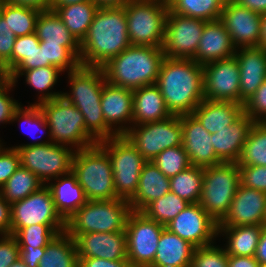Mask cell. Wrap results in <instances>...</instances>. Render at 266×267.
I'll use <instances>...</instances> for the list:
<instances>
[{"label":"cell","instance_id":"cell-1","mask_svg":"<svg viewBox=\"0 0 266 267\" xmlns=\"http://www.w3.org/2000/svg\"><path fill=\"white\" fill-rule=\"evenodd\" d=\"M203 79V65L193 59H163L156 85L172 115L192 114L204 100Z\"/></svg>","mask_w":266,"mask_h":267},{"label":"cell","instance_id":"cell-2","mask_svg":"<svg viewBox=\"0 0 266 267\" xmlns=\"http://www.w3.org/2000/svg\"><path fill=\"white\" fill-rule=\"evenodd\" d=\"M131 46L124 6L99 7L80 43L81 66L102 67Z\"/></svg>","mask_w":266,"mask_h":267},{"label":"cell","instance_id":"cell-3","mask_svg":"<svg viewBox=\"0 0 266 267\" xmlns=\"http://www.w3.org/2000/svg\"><path fill=\"white\" fill-rule=\"evenodd\" d=\"M64 76L68 89L63 88L62 96L79 109L87 131L98 142L117 136L106 125L102 112L101 96L106 80L101 67L80 65Z\"/></svg>","mask_w":266,"mask_h":267},{"label":"cell","instance_id":"cell-4","mask_svg":"<svg viewBox=\"0 0 266 267\" xmlns=\"http://www.w3.org/2000/svg\"><path fill=\"white\" fill-rule=\"evenodd\" d=\"M164 58L162 47L131 45L101 69L107 83L135 90L156 84Z\"/></svg>","mask_w":266,"mask_h":267},{"label":"cell","instance_id":"cell-5","mask_svg":"<svg viewBox=\"0 0 266 267\" xmlns=\"http://www.w3.org/2000/svg\"><path fill=\"white\" fill-rule=\"evenodd\" d=\"M131 205L127 200H88L66 220L65 232L73 239L93 232L125 231Z\"/></svg>","mask_w":266,"mask_h":267},{"label":"cell","instance_id":"cell-6","mask_svg":"<svg viewBox=\"0 0 266 267\" xmlns=\"http://www.w3.org/2000/svg\"><path fill=\"white\" fill-rule=\"evenodd\" d=\"M72 172L83 188L87 200L118 198L110 158L99 143L75 152Z\"/></svg>","mask_w":266,"mask_h":267},{"label":"cell","instance_id":"cell-7","mask_svg":"<svg viewBox=\"0 0 266 267\" xmlns=\"http://www.w3.org/2000/svg\"><path fill=\"white\" fill-rule=\"evenodd\" d=\"M49 126L52 142L75 151L99 143L86 129L84 116L63 96L38 104Z\"/></svg>","mask_w":266,"mask_h":267},{"label":"cell","instance_id":"cell-8","mask_svg":"<svg viewBox=\"0 0 266 267\" xmlns=\"http://www.w3.org/2000/svg\"><path fill=\"white\" fill-rule=\"evenodd\" d=\"M237 163L221 162L203 168L200 206L219 224L228 214L240 185Z\"/></svg>","mask_w":266,"mask_h":267},{"label":"cell","instance_id":"cell-9","mask_svg":"<svg viewBox=\"0 0 266 267\" xmlns=\"http://www.w3.org/2000/svg\"><path fill=\"white\" fill-rule=\"evenodd\" d=\"M124 10L131 45L163 46L167 0H131Z\"/></svg>","mask_w":266,"mask_h":267},{"label":"cell","instance_id":"cell-10","mask_svg":"<svg viewBox=\"0 0 266 267\" xmlns=\"http://www.w3.org/2000/svg\"><path fill=\"white\" fill-rule=\"evenodd\" d=\"M99 144L110 158L117 197L129 201L137 191L140 173L147 161L125 135L102 140Z\"/></svg>","mask_w":266,"mask_h":267},{"label":"cell","instance_id":"cell-11","mask_svg":"<svg viewBox=\"0 0 266 267\" xmlns=\"http://www.w3.org/2000/svg\"><path fill=\"white\" fill-rule=\"evenodd\" d=\"M125 137L136 147L146 161H151L162 151L183 143L181 115L140 125H132Z\"/></svg>","mask_w":266,"mask_h":267},{"label":"cell","instance_id":"cell-12","mask_svg":"<svg viewBox=\"0 0 266 267\" xmlns=\"http://www.w3.org/2000/svg\"><path fill=\"white\" fill-rule=\"evenodd\" d=\"M21 166L47 185L51 180L72 171L75 150L50 142L36 146H17Z\"/></svg>","mask_w":266,"mask_h":267},{"label":"cell","instance_id":"cell-13","mask_svg":"<svg viewBox=\"0 0 266 267\" xmlns=\"http://www.w3.org/2000/svg\"><path fill=\"white\" fill-rule=\"evenodd\" d=\"M164 225L149 219L142 212L132 211L128 217L125 233L127 258L131 267H149Z\"/></svg>","mask_w":266,"mask_h":267},{"label":"cell","instance_id":"cell-14","mask_svg":"<svg viewBox=\"0 0 266 267\" xmlns=\"http://www.w3.org/2000/svg\"><path fill=\"white\" fill-rule=\"evenodd\" d=\"M206 23L168 10L162 46L165 57L194 59Z\"/></svg>","mask_w":266,"mask_h":267},{"label":"cell","instance_id":"cell-15","mask_svg":"<svg viewBox=\"0 0 266 267\" xmlns=\"http://www.w3.org/2000/svg\"><path fill=\"white\" fill-rule=\"evenodd\" d=\"M204 99L240 104V71L235 57L203 65Z\"/></svg>","mask_w":266,"mask_h":267},{"label":"cell","instance_id":"cell-16","mask_svg":"<svg viewBox=\"0 0 266 267\" xmlns=\"http://www.w3.org/2000/svg\"><path fill=\"white\" fill-rule=\"evenodd\" d=\"M165 228L195 247L208 246L217 241L218 223L199 203L189 204Z\"/></svg>","mask_w":266,"mask_h":267},{"label":"cell","instance_id":"cell-17","mask_svg":"<svg viewBox=\"0 0 266 267\" xmlns=\"http://www.w3.org/2000/svg\"><path fill=\"white\" fill-rule=\"evenodd\" d=\"M33 224H66L56 210L51 191L46 185L11 204V229H22Z\"/></svg>","mask_w":266,"mask_h":267},{"label":"cell","instance_id":"cell-18","mask_svg":"<svg viewBox=\"0 0 266 267\" xmlns=\"http://www.w3.org/2000/svg\"><path fill=\"white\" fill-rule=\"evenodd\" d=\"M220 21L225 25L233 46H260L261 15L241 6L234 0L223 5Z\"/></svg>","mask_w":266,"mask_h":267},{"label":"cell","instance_id":"cell-19","mask_svg":"<svg viewBox=\"0 0 266 267\" xmlns=\"http://www.w3.org/2000/svg\"><path fill=\"white\" fill-rule=\"evenodd\" d=\"M101 107L106 125L117 135H125L132 126L133 92L105 82Z\"/></svg>","mask_w":266,"mask_h":267},{"label":"cell","instance_id":"cell-20","mask_svg":"<svg viewBox=\"0 0 266 267\" xmlns=\"http://www.w3.org/2000/svg\"><path fill=\"white\" fill-rule=\"evenodd\" d=\"M74 240L78 258L128 260L125 231L86 233Z\"/></svg>","mask_w":266,"mask_h":267},{"label":"cell","instance_id":"cell-21","mask_svg":"<svg viewBox=\"0 0 266 267\" xmlns=\"http://www.w3.org/2000/svg\"><path fill=\"white\" fill-rule=\"evenodd\" d=\"M181 125L182 145L191 165L205 168L222 162L215 154L211 134L193 114L181 115Z\"/></svg>","mask_w":266,"mask_h":267},{"label":"cell","instance_id":"cell-22","mask_svg":"<svg viewBox=\"0 0 266 267\" xmlns=\"http://www.w3.org/2000/svg\"><path fill=\"white\" fill-rule=\"evenodd\" d=\"M265 207L266 193L240 183L228 214L218 226L262 225Z\"/></svg>","mask_w":266,"mask_h":267},{"label":"cell","instance_id":"cell-23","mask_svg":"<svg viewBox=\"0 0 266 267\" xmlns=\"http://www.w3.org/2000/svg\"><path fill=\"white\" fill-rule=\"evenodd\" d=\"M240 71V104L244 105L266 79V49L263 46L235 50Z\"/></svg>","mask_w":266,"mask_h":267},{"label":"cell","instance_id":"cell-24","mask_svg":"<svg viewBox=\"0 0 266 267\" xmlns=\"http://www.w3.org/2000/svg\"><path fill=\"white\" fill-rule=\"evenodd\" d=\"M64 74L65 73L59 68L55 66H48L31 70H12L7 77L14 82L18 89L21 79L24 78L22 81L25 86L28 87L30 92L33 90L35 93V96L33 95L35 100L33 102L26 101V103L38 105L41 102L53 100L62 96L63 90H56L55 87L58 85V83L63 81L62 78L64 77Z\"/></svg>","mask_w":266,"mask_h":267},{"label":"cell","instance_id":"cell-25","mask_svg":"<svg viewBox=\"0 0 266 267\" xmlns=\"http://www.w3.org/2000/svg\"><path fill=\"white\" fill-rule=\"evenodd\" d=\"M235 50L225 25L220 20L209 21L203 28L193 60L204 65L216 60L234 57Z\"/></svg>","mask_w":266,"mask_h":267},{"label":"cell","instance_id":"cell-26","mask_svg":"<svg viewBox=\"0 0 266 267\" xmlns=\"http://www.w3.org/2000/svg\"><path fill=\"white\" fill-rule=\"evenodd\" d=\"M254 123L252 118L243 113L230 126L211 134L215 154L222 162H238L250 128Z\"/></svg>","mask_w":266,"mask_h":267},{"label":"cell","instance_id":"cell-27","mask_svg":"<svg viewBox=\"0 0 266 267\" xmlns=\"http://www.w3.org/2000/svg\"><path fill=\"white\" fill-rule=\"evenodd\" d=\"M46 186L51 191L56 210L65 221L88 201L72 171L51 180Z\"/></svg>","mask_w":266,"mask_h":267},{"label":"cell","instance_id":"cell-28","mask_svg":"<svg viewBox=\"0 0 266 267\" xmlns=\"http://www.w3.org/2000/svg\"><path fill=\"white\" fill-rule=\"evenodd\" d=\"M16 123V124H15ZM18 125L23 132L22 134H26L28 138H32L31 141L28 140L26 143H18L16 145L9 147L16 148L17 146H36V145H44L52 142L49 126L46 122L45 116L42 113L40 107L36 104H20V106L14 111L11 124L10 125ZM44 136V137H43Z\"/></svg>","mask_w":266,"mask_h":267},{"label":"cell","instance_id":"cell-29","mask_svg":"<svg viewBox=\"0 0 266 267\" xmlns=\"http://www.w3.org/2000/svg\"><path fill=\"white\" fill-rule=\"evenodd\" d=\"M133 92L132 125L160 121L172 114L166 107L162 93L156 84L146 85Z\"/></svg>","mask_w":266,"mask_h":267},{"label":"cell","instance_id":"cell-30","mask_svg":"<svg viewBox=\"0 0 266 267\" xmlns=\"http://www.w3.org/2000/svg\"><path fill=\"white\" fill-rule=\"evenodd\" d=\"M170 192V180L151 161H147L139 177L137 191L128 201L132 211L141 212L149 203Z\"/></svg>","mask_w":266,"mask_h":267},{"label":"cell","instance_id":"cell-31","mask_svg":"<svg viewBox=\"0 0 266 267\" xmlns=\"http://www.w3.org/2000/svg\"><path fill=\"white\" fill-rule=\"evenodd\" d=\"M244 113L238 102L203 100L192 112L210 134L233 124Z\"/></svg>","mask_w":266,"mask_h":267},{"label":"cell","instance_id":"cell-32","mask_svg":"<svg viewBox=\"0 0 266 267\" xmlns=\"http://www.w3.org/2000/svg\"><path fill=\"white\" fill-rule=\"evenodd\" d=\"M262 227V225L218 226L217 241L228 255L255 256Z\"/></svg>","mask_w":266,"mask_h":267},{"label":"cell","instance_id":"cell-33","mask_svg":"<svg viewBox=\"0 0 266 267\" xmlns=\"http://www.w3.org/2000/svg\"><path fill=\"white\" fill-rule=\"evenodd\" d=\"M195 248L187 240L164 228L160 235L156 256L149 267H191Z\"/></svg>","mask_w":266,"mask_h":267},{"label":"cell","instance_id":"cell-34","mask_svg":"<svg viewBox=\"0 0 266 267\" xmlns=\"http://www.w3.org/2000/svg\"><path fill=\"white\" fill-rule=\"evenodd\" d=\"M98 9L99 7L91 0L51 8L79 43L86 36Z\"/></svg>","mask_w":266,"mask_h":267},{"label":"cell","instance_id":"cell-35","mask_svg":"<svg viewBox=\"0 0 266 267\" xmlns=\"http://www.w3.org/2000/svg\"><path fill=\"white\" fill-rule=\"evenodd\" d=\"M35 33L40 42L61 44L64 47H80V43L71 34L57 13L53 10L40 11Z\"/></svg>","mask_w":266,"mask_h":267},{"label":"cell","instance_id":"cell-36","mask_svg":"<svg viewBox=\"0 0 266 267\" xmlns=\"http://www.w3.org/2000/svg\"><path fill=\"white\" fill-rule=\"evenodd\" d=\"M38 267H79L75 240L66 232L56 235L45 247Z\"/></svg>","mask_w":266,"mask_h":267},{"label":"cell","instance_id":"cell-37","mask_svg":"<svg viewBox=\"0 0 266 267\" xmlns=\"http://www.w3.org/2000/svg\"><path fill=\"white\" fill-rule=\"evenodd\" d=\"M43 186H45L44 183L35 174L20 165L0 188V193L4 200L12 204L40 190Z\"/></svg>","mask_w":266,"mask_h":267},{"label":"cell","instance_id":"cell-38","mask_svg":"<svg viewBox=\"0 0 266 267\" xmlns=\"http://www.w3.org/2000/svg\"><path fill=\"white\" fill-rule=\"evenodd\" d=\"M168 10L206 22L220 20L223 4L219 0H167Z\"/></svg>","mask_w":266,"mask_h":267},{"label":"cell","instance_id":"cell-39","mask_svg":"<svg viewBox=\"0 0 266 267\" xmlns=\"http://www.w3.org/2000/svg\"><path fill=\"white\" fill-rule=\"evenodd\" d=\"M170 192L190 204L199 203L202 194L203 168L191 165L176 176L169 178Z\"/></svg>","mask_w":266,"mask_h":267},{"label":"cell","instance_id":"cell-40","mask_svg":"<svg viewBox=\"0 0 266 267\" xmlns=\"http://www.w3.org/2000/svg\"><path fill=\"white\" fill-rule=\"evenodd\" d=\"M39 13L34 8L0 2V15L16 37L35 33Z\"/></svg>","mask_w":266,"mask_h":267},{"label":"cell","instance_id":"cell-41","mask_svg":"<svg viewBox=\"0 0 266 267\" xmlns=\"http://www.w3.org/2000/svg\"><path fill=\"white\" fill-rule=\"evenodd\" d=\"M66 224H33L22 229H11L19 248L46 247L58 234L65 232Z\"/></svg>","mask_w":266,"mask_h":267},{"label":"cell","instance_id":"cell-42","mask_svg":"<svg viewBox=\"0 0 266 267\" xmlns=\"http://www.w3.org/2000/svg\"><path fill=\"white\" fill-rule=\"evenodd\" d=\"M237 164L266 166V122L252 125Z\"/></svg>","mask_w":266,"mask_h":267},{"label":"cell","instance_id":"cell-43","mask_svg":"<svg viewBox=\"0 0 266 267\" xmlns=\"http://www.w3.org/2000/svg\"><path fill=\"white\" fill-rule=\"evenodd\" d=\"M189 204L178 195L168 192L164 196L149 203L141 212L149 219L165 226Z\"/></svg>","mask_w":266,"mask_h":267},{"label":"cell","instance_id":"cell-44","mask_svg":"<svg viewBox=\"0 0 266 267\" xmlns=\"http://www.w3.org/2000/svg\"><path fill=\"white\" fill-rule=\"evenodd\" d=\"M40 48H43L44 67L55 66L64 73H69L81 65L80 47H64L61 44L40 42Z\"/></svg>","mask_w":266,"mask_h":267},{"label":"cell","instance_id":"cell-45","mask_svg":"<svg viewBox=\"0 0 266 267\" xmlns=\"http://www.w3.org/2000/svg\"><path fill=\"white\" fill-rule=\"evenodd\" d=\"M152 162L168 178L176 176L191 166L183 145L170 147L159 153Z\"/></svg>","mask_w":266,"mask_h":267},{"label":"cell","instance_id":"cell-46","mask_svg":"<svg viewBox=\"0 0 266 267\" xmlns=\"http://www.w3.org/2000/svg\"><path fill=\"white\" fill-rule=\"evenodd\" d=\"M191 267H228V254L219 241L208 246L196 247Z\"/></svg>","mask_w":266,"mask_h":267},{"label":"cell","instance_id":"cell-47","mask_svg":"<svg viewBox=\"0 0 266 267\" xmlns=\"http://www.w3.org/2000/svg\"><path fill=\"white\" fill-rule=\"evenodd\" d=\"M17 87L14 82L9 79L7 76H4L0 80V128H5L7 125L11 124V120L14 114V111L20 106V104H24L19 102V99L14 97L15 90Z\"/></svg>","mask_w":266,"mask_h":267},{"label":"cell","instance_id":"cell-48","mask_svg":"<svg viewBox=\"0 0 266 267\" xmlns=\"http://www.w3.org/2000/svg\"><path fill=\"white\" fill-rule=\"evenodd\" d=\"M16 36L0 15V69L4 76L11 72V54Z\"/></svg>","mask_w":266,"mask_h":267},{"label":"cell","instance_id":"cell-49","mask_svg":"<svg viewBox=\"0 0 266 267\" xmlns=\"http://www.w3.org/2000/svg\"><path fill=\"white\" fill-rule=\"evenodd\" d=\"M246 113L255 122H266V79L251 98L243 105Z\"/></svg>","mask_w":266,"mask_h":267},{"label":"cell","instance_id":"cell-50","mask_svg":"<svg viewBox=\"0 0 266 267\" xmlns=\"http://www.w3.org/2000/svg\"><path fill=\"white\" fill-rule=\"evenodd\" d=\"M243 186L266 193V166L239 165Z\"/></svg>","mask_w":266,"mask_h":267},{"label":"cell","instance_id":"cell-51","mask_svg":"<svg viewBox=\"0 0 266 267\" xmlns=\"http://www.w3.org/2000/svg\"><path fill=\"white\" fill-rule=\"evenodd\" d=\"M20 155L16 148L5 146L0 150V188L19 168Z\"/></svg>","mask_w":266,"mask_h":267},{"label":"cell","instance_id":"cell-52","mask_svg":"<svg viewBox=\"0 0 266 267\" xmlns=\"http://www.w3.org/2000/svg\"><path fill=\"white\" fill-rule=\"evenodd\" d=\"M39 45L40 40L36 33L16 37L11 54V71Z\"/></svg>","mask_w":266,"mask_h":267},{"label":"cell","instance_id":"cell-53","mask_svg":"<svg viewBox=\"0 0 266 267\" xmlns=\"http://www.w3.org/2000/svg\"><path fill=\"white\" fill-rule=\"evenodd\" d=\"M19 250L13 235H0V267H10L19 258Z\"/></svg>","mask_w":266,"mask_h":267},{"label":"cell","instance_id":"cell-54","mask_svg":"<svg viewBox=\"0 0 266 267\" xmlns=\"http://www.w3.org/2000/svg\"><path fill=\"white\" fill-rule=\"evenodd\" d=\"M39 67H44L43 48L35 46V49L22 60L13 70H31Z\"/></svg>","mask_w":266,"mask_h":267},{"label":"cell","instance_id":"cell-55","mask_svg":"<svg viewBox=\"0 0 266 267\" xmlns=\"http://www.w3.org/2000/svg\"><path fill=\"white\" fill-rule=\"evenodd\" d=\"M79 267H131L128 260H106L100 258H78Z\"/></svg>","mask_w":266,"mask_h":267},{"label":"cell","instance_id":"cell-56","mask_svg":"<svg viewBox=\"0 0 266 267\" xmlns=\"http://www.w3.org/2000/svg\"><path fill=\"white\" fill-rule=\"evenodd\" d=\"M44 254L45 247L20 248L19 250V258L29 267H38Z\"/></svg>","mask_w":266,"mask_h":267},{"label":"cell","instance_id":"cell-57","mask_svg":"<svg viewBox=\"0 0 266 267\" xmlns=\"http://www.w3.org/2000/svg\"><path fill=\"white\" fill-rule=\"evenodd\" d=\"M11 234V204L0 193V235Z\"/></svg>","mask_w":266,"mask_h":267},{"label":"cell","instance_id":"cell-58","mask_svg":"<svg viewBox=\"0 0 266 267\" xmlns=\"http://www.w3.org/2000/svg\"><path fill=\"white\" fill-rule=\"evenodd\" d=\"M0 2L46 11L51 9L52 0H0Z\"/></svg>","mask_w":266,"mask_h":267},{"label":"cell","instance_id":"cell-59","mask_svg":"<svg viewBox=\"0 0 266 267\" xmlns=\"http://www.w3.org/2000/svg\"><path fill=\"white\" fill-rule=\"evenodd\" d=\"M255 256L228 255V267H259Z\"/></svg>","mask_w":266,"mask_h":267},{"label":"cell","instance_id":"cell-60","mask_svg":"<svg viewBox=\"0 0 266 267\" xmlns=\"http://www.w3.org/2000/svg\"><path fill=\"white\" fill-rule=\"evenodd\" d=\"M238 4L254 13L264 15L266 14V0H234Z\"/></svg>","mask_w":266,"mask_h":267},{"label":"cell","instance_id":"cell-61","mask_svg":"<svg viewBox=\"0 0 266 267\" xmlns=\"http://www.w3.org/2000/svg\"><path fill=\"white\" fill-rule=\"evenodd\" d=\"M255 258L259 262V264L266 265V227H262Z\"/></svg>","mask_w":266,"mask_h":267},{"label":"cell","instance_id":"cell-62","mask_svg":"<svg viewBox=\"0 0 266 267\" xmlns=\"http://www.w3.org/2000/svg\"><path fill=\"white\" fill-rule=\"evenodd\" d=\"M98 7H123L131 0H91Z\"/></svg>","mask_w":266,"mask_h":267},{"label":"cell","instance_id":"cell-63","mask_svg":"<svg viewBox=\"0 0 266 267\" xmlns=\"http://www.w3.org/2000/svg\"><path fill=\"white\" fill-rule=\"evenodd\" d=\"M88 0H52L51 8H59L64 5L81 3Z\"/></svg>","mask_w":266,"mask_h":267},{"label":"cell","instance_id":"cell-64","mask_svg":"<svg viewBox=\"0 0 266 267\" xmlns=\"http://www.w3.org/2000/svg\"><path fill=\"white\" fill-rule=\"evenodd\" d=\"M260 46L266 49V14L261 15V42Z\"/></svg>","mask_w":266,"mask_h":267},{"label":"cell","instance_id":"cell-65","mask_svg":"<svg viewBox=\"0 0 266 267\" xmlns=\"http://www.w3.org/2000/svg\"><path fill=\"white\" fill-rule=\"evenodd\" d=\"M10 267H29V266L25 264L20 258H18L13 264L10 265Z\"/></svg>","mask_w":266,"mask_h":267},{"label":"cell","instance_id":"cell-66","mask_svg":"<svg viewBox=\"0 0 266 267\" xmlns=\"http://www.w3.org/2000/svg\"><path fill=\"white\" fill-rule=\"evenodd\" d=\"M0 136V150L5 146V139Z\"/></svg>","mask_w":266,"mask_h":267},{"label":"cell","instance_id":"cell-67","mask_svg":"<svg viewBox=\"0 0 266 267\" xmlns=\"http://www.w3.org/2000/svg\"><path fill=\"white\" fill-rule=\"evenodd\" d=\"M262 226L266 227V207H265V211H264Z\"/></svg>","mask_w":266,"mask_h":267},{"label":"cell","instance_id":"cell-68","mask_svg":"<svg viewBox=\"0 0 266 267\" xmlns=\"http://www.w3.org/2000/svg\"><path fill=\"white\" fill-rule=\"evenodd\" d=\"M223 5H225L226 3H228L230 0H219Z\"/></svg>","mask_w":266,"mask_h":267},{"label":"cell","instance_id":"cell-69","mask_svg":"<svg viewBox=\"0 0 266 267\" xmlns=\"http://www.w3.org/2000/svg\"><path fill=\"white\" fill-rule=\"evenodd\" d=\"M4 77L2 70L0 69V80Z\"/></svg>","mask_w":266,"mask_h":267},{"label":"cell","instance_id":"cell-70","mask_svg":"<svg viewBox=\"0 0 266 267\" xmlns=\"http://www.w3.org/2000/svg\"><path fill=\"white\" fill-rule=\"evenodd\" d=\"M259 267H266V265H264V264H260Z\"/></svg>","mask_w":266,"mask_h":267}]
</instances>
